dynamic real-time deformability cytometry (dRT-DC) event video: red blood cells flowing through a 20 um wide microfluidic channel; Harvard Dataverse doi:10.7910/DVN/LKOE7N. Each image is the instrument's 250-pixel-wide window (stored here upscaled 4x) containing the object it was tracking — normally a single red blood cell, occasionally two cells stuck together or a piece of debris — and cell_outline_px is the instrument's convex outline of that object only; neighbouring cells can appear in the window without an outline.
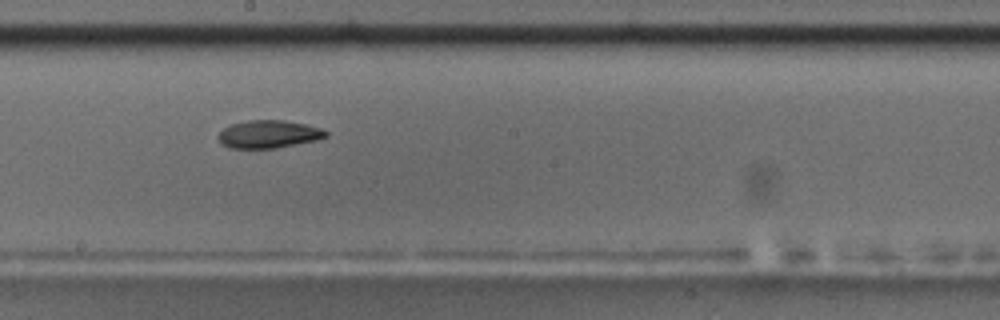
{"species": "common noctule bat (a hibernating species)", "species_latin": "Nyctalus noctula", "temperature_condition": "room temperature", "stored_images_in_passage": 31, "camera_frame_rate_fps": 3000, "um_per_image_px": 0.085, "animal": {"sex": "male", "body_mass_g": 17.5, "forearm_length_mm": 52.3}, "frame": {"image": 1, "passage_image": 14, "time_ms": 4.333, "image_size_px": [1000, 320], "cell_outline_px": [[328, 136], [316, 140], [276, 148], [228, 148], [220, 144], [216, 136], [224, 128], [232, 124], [248, 120], [284, 120], [304, 124], [320, 128], [328, 132]], "centroid_in_image_um": [22.79, 11.41], "position_along_channel_um": 225.4, "area_um2": 17.46}, "authors_computed_cell_mechanics": {"area_um2": 17.7446, "velocity_mm_per_s": 3.7286, "shape_relaxation_time_tau1_ms": 6.8773, "shape_relaxation_time_tau2_ms": null, "deformation_change_tau1": 0.1934, "deformation_change_tau2": null}}